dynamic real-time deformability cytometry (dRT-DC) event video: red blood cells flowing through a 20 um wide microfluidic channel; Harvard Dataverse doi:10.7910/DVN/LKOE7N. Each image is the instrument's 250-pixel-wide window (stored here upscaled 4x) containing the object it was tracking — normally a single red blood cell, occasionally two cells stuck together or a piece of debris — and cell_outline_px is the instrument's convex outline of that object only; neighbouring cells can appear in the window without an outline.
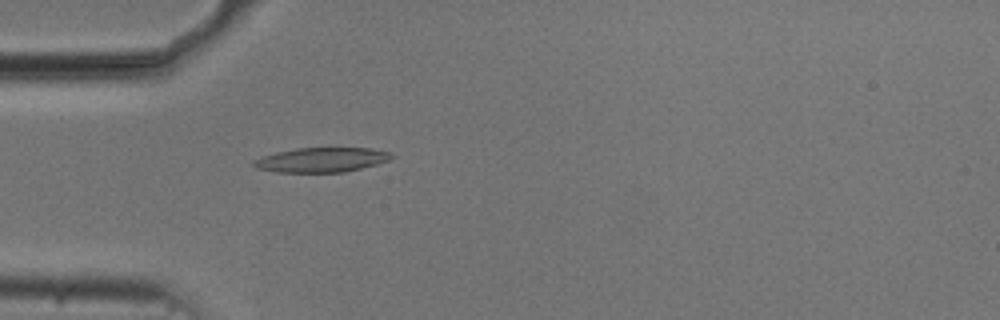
{"species": "common noctule bat (a hibernating species)", "species_latin": "Nyctalus noctula", "temperature_condition": "cold", "stored_images_in_passage": 54, "camera_frame_rate_fps": 3000, "um_per_image_px": 0.085, "animal": {"sex": "male", "body_mass_g": 20.5, "forearm_length_mm": 52.5}, "frame": {"image": 1, "passage_image": 16, "time_ms": 5.0, "image_size_px": [1000, 320], "cell_outline_px": [[392, 156], [388, 160], [376, 164], [344, 172], [276, 172], [256, 168], [252, 164], [252, 160], [260, 156], [276, 152], [296, 148], [372, 148], [392, 152]], "centroid_in_image_um": [27.28, 13.58], "position_along_channel_um": 57.7, "area_um2": 19.77}}
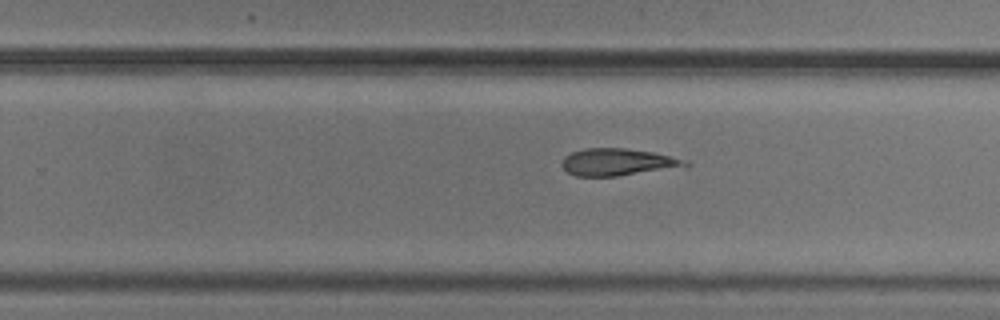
{"frame": {"image": 2, "passage_image": 34, "time_ms": 11.0, "image_size_px": [1000, 320], "cell_outline_px": [[692, 164], [688, 168], [616, 176], [576, 176], [568, 172], [560, 164], [564, 156], [572, 152], [584, 148], [624, 148], [652, 152], [692, 160]], "centroid_in_image_um": [52.65, 13.79], "position_along_channel_um": 277.1, "area_um2": 20.17}}
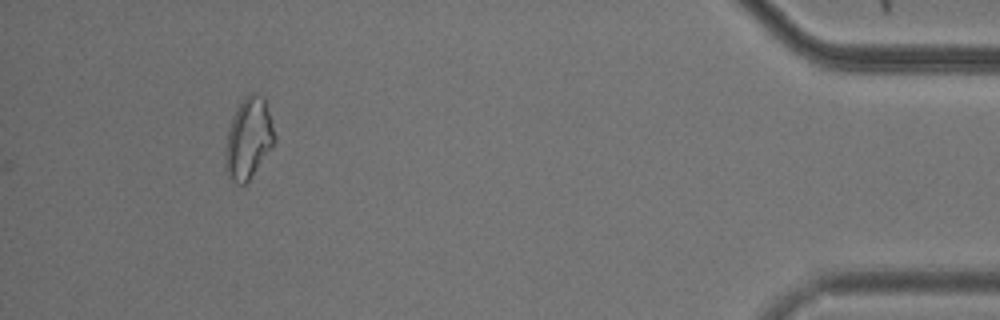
{"frame": {"image": 3, "passage_image": 50, "time_ms": 16.333, "image_size_px": [1000, 320], "cell_outline_px": [[276, 144], [248, 180], [244, 184], [240, 184], [228, 180], [224, 164], [224, 148], [228, 128], [232, 116], [236, 108], [244, 96], [248, 92], [252, 92], [264, 96], [276, 136]], "centroid_in_image_um": [21.11, 11.76], "position_along_channel_um": 414.1, "area_um2": 23.87}}